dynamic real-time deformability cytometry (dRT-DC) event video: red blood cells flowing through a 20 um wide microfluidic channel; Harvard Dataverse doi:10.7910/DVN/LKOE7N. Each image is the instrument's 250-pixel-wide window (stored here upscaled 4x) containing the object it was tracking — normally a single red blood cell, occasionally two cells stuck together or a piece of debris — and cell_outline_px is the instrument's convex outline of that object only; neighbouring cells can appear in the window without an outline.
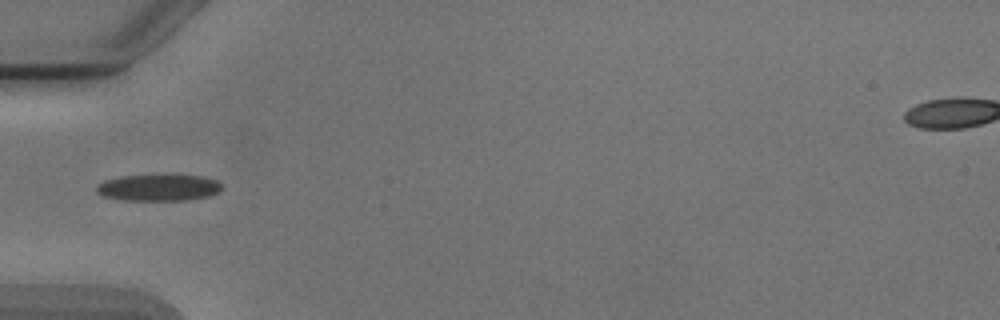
{"species": "Egyptian fruit bat (a non-hibernating species)", "species_latin": "Rousettus aegyptiacus", "temperature_condition": "cold", "stored_images_in_passage": 36, "camera_frame_rate_fps": 3000, "um_per_image_px": 0.085, "animal": {"sex": "male"}, "frame": {"image": 1, "passage_image": 1, "time_ms": 0.0, "image_size_px": [1000, 320], "cell_outline_px": [[220, 188], [216, 192], [208, 196], [188, 200], [120, 200], [100, 196], [96, 192], [96, 184], [104, 180], [120, 176], [204, 176], [216, 180], [220, 184]], "centroid_in_image_um": [13.38, 15.96], "position_along_channel_um": 71.6, "area_um2": 19.19}}
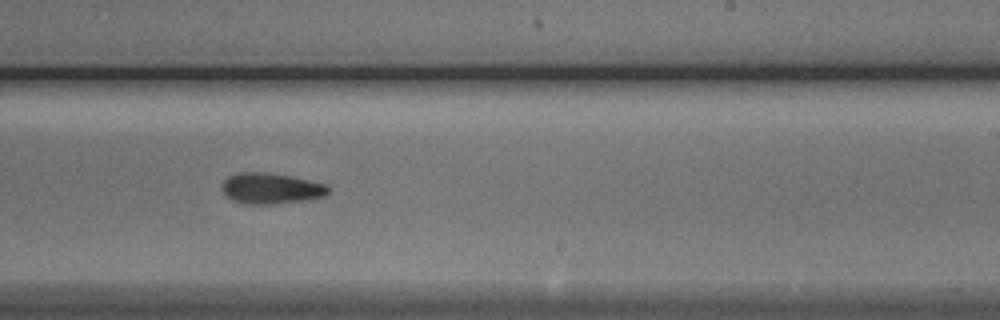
{"frame": {"image": 2, "passage_image": 16, "time_ms": 5.0, "image_size_px": [1000, 320], "cell_outline_px": [[328, 192], [324, 196], [308, 200], [272, 204], [244, 204], [232, 200], [220, 188], [220, 184], [228, 176], [236, 172], [268, 172], [292, 176], [328, 184]], "centroid_in_image_um": [23.01, 16.0], "position_along_channel_um": 266.0, "area_um2": 19.42}}
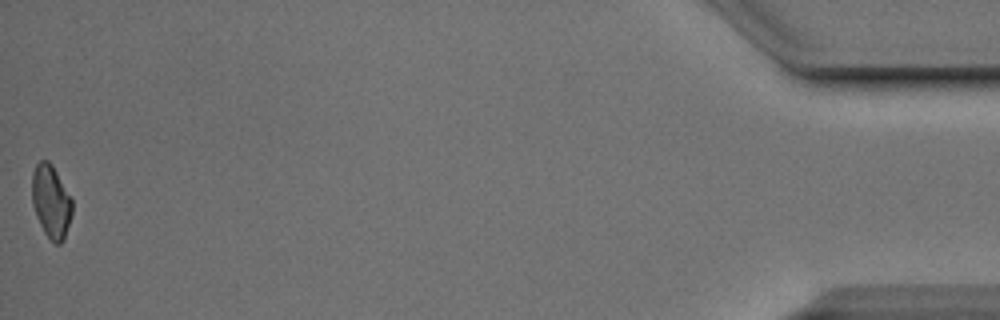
{"frame": {"image": 3, "passage_image": 36, "time_ms": 11.667, "image_size_px": [1000, 320], "cell_outline_px": [[72, 216], [64, 240], [60, 244], [56, 244], [44, 232], [36, 216], [32, 204], [32, 172], [36, 164], [40, 160], [48, 160], [52, 164], [72, 200]], "centroid_in_image_um": [4.33, 17.13], "position_along_channel_um": 430.9, "area_um2": 17.11}, "authors_computed_cell_mechanics": {"area_um2": 18.3226, "velocity_mm_per_s": 3.8905, "shape_relaxation_time_tau1_ms": 3.905, "shape_relaxation_time_tau2_ms": null, "deformation_change_tau1": 0.1453, "deformation_change_tau2": null}}